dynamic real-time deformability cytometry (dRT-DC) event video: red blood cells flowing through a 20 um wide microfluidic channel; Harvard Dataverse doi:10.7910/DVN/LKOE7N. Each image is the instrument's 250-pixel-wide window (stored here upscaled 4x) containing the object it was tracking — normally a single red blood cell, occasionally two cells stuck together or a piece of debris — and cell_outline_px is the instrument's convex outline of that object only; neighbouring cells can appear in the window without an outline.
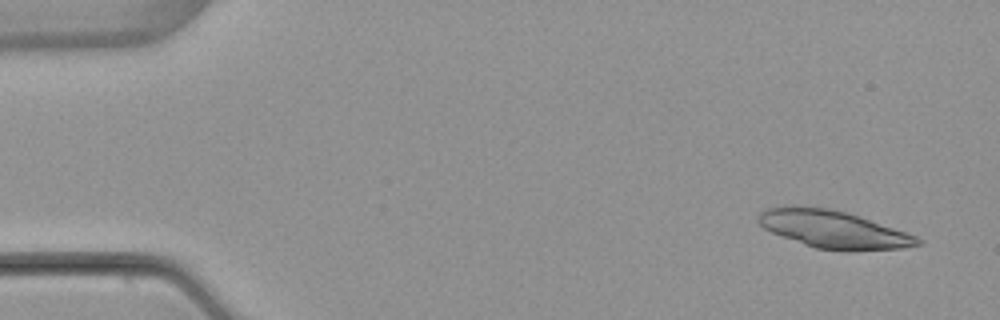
{"species": "common noctule bat (a hibernating species)", "species_latin": "Nyctalus noctula", "temperature_condition": "warm", "stored_images_in_passage": 5, "camera_frame_rate_fps": 3000, "um_per_image_px": 0.085, "animal": {"sex": "female", "body_mass_g": 22.7, "forearm_length_mm": 54.2}, "frame": {"image": 1, "passage_image": 1, "time_ms": 0.0, "image_size_px": [1000, 320], "cell_outline_px": [[924, 244], [900, 248], [848, 252], [844, 252], [816, 248], [804, 244], [772, 232], [764, 228], [756, 220], [756, 216], [760, 212], [768, 208], [792, 204], [832, 208], [848, 212], [860, 216], [916, 236], [924, 240]], "centroid_in_image_um": [70.82, 19.48], "position_along_channel_um": 14.2, "area_um2": 35.43}}
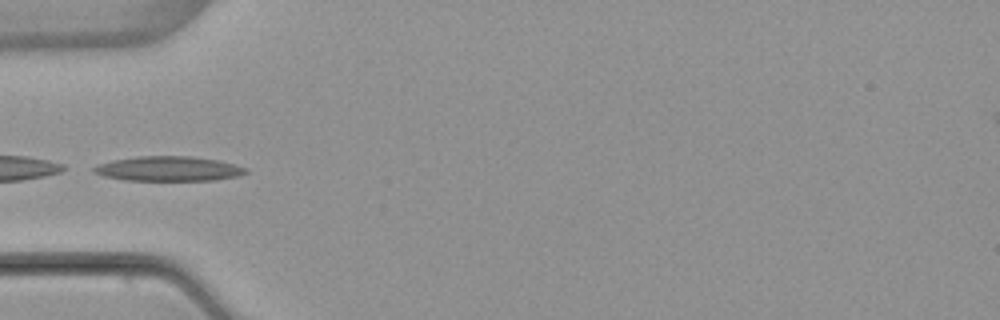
{"frame": {"image": 2, "passage_image": 4, "time_ms": 4.667, "image_size_px": [1000, 320], "cell_outline_px": [[248, 172], [236, 176], [216, 180], [124, 180], [104, 176], [92, 172], [92, 168], [96, 164], [112, 160], [136, 156], [192, 156], [220, 160], [248, 168]], "centroid_in_image_um": [14.3, 14.33], "position_along_channel_um": 70.7, "area_um2": 22.08}}
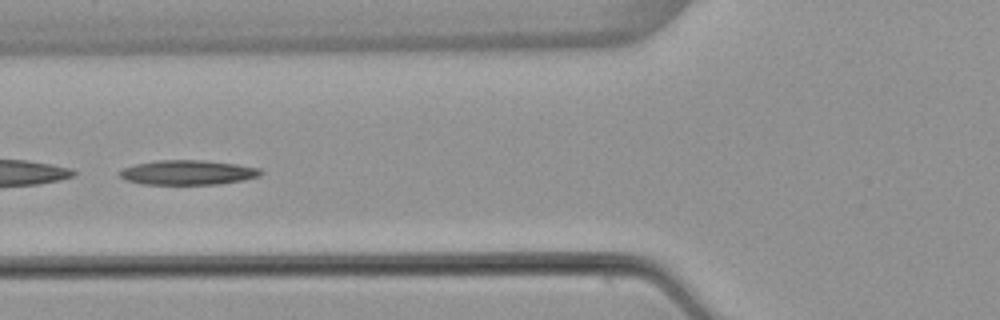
{"frame": {"image": 3, "passage_image": 5, "time_ms": 5.667, "image_size_px": [1000, 320], "cell_outline_px": [[264, 172], [260, 176], [244, 180], [220, 184], [140, 184], [124, 180], [116, 172], [124, 168], [136, 164], [156, 160], [204, 160], [236, 164], [260, 168]], "centroid_in_image_um": [15.96, 14.66], "position_along_channel_um": 109.8, "area_um2": 20.46}}